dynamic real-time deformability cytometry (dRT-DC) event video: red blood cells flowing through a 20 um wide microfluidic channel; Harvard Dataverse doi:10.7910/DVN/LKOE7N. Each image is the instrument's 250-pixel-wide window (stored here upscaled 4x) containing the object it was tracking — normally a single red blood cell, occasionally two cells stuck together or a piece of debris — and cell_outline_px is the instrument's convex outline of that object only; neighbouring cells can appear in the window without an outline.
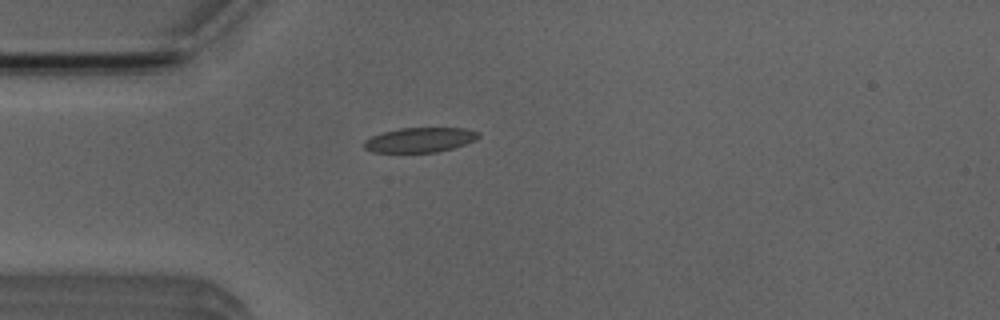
{"species": "Egyptian fruit bat (a non-hibernating species)", "species_latin": "Rousettus aegyptiacus", "temperature_condition": "room temperature", "stored_images_in_passage": 3, "camera_frame_rate_fps": 3000, "um_per_image_px": 0.085, "animal": {"sex": "male"}, "frame": {"image": 1, "passage_image": 2, "time_ms": 2.0, "image_size_px": [1000, 320], "cell_outline_px": [[480, 136], [476, 140], [452, 148], [436, 152], [372, 152], [364, 148], [364, 140], [372, 136], [384, 132], [400, 128], [464, 128], [480, 132]], "centroid_in_image_um": [35.7, 11.89], "position_along_channel_um": 49.3, "area_um2": 16.42}}